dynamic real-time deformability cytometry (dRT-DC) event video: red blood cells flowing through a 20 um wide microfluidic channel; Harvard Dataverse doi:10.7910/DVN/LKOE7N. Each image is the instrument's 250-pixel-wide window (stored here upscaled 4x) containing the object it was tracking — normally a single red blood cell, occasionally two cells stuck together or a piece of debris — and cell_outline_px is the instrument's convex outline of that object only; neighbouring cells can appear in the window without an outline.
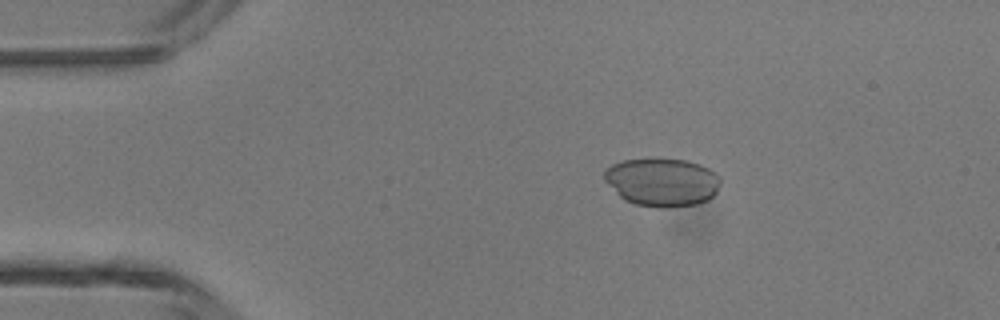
{"species": "common noctule bat (a hibernating species)", "species_latin": "Nyctalus noctula", "temperature_condition": "room temperature", "stored_images_in_passage": 47, "camera_frame_rate_fps": 3000, "um_per_image_px": 0.085, "animal": {"sex": "male", "body_mass_g": 13.3}, "frame": {"image": 1, "passage_image": 9, "time_ms": 2.667, "image_size_px": [1000, 320], "cell_outline_px": [[720, 184], [716, 192], [708, 200], [696, 204], [668, 208], [660, 208], [636, 204], [624, 200], [604, 180], [604, 172], [612, 164], [624, 160], [684, 160], [700, 164], [716, 172], [720, 176]], "centroid_in_image_um": [56.31, 15.5], "position_along_channel_um": 28.7, "area_um2": 32.37}}
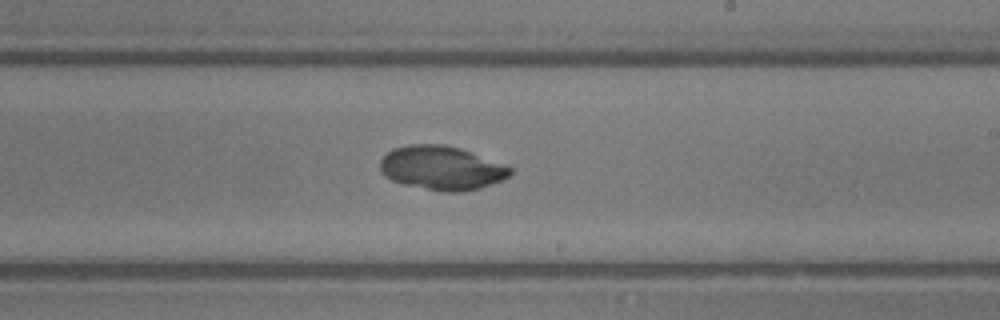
{"frame": {"image": 2, "passage_image": 28, "time_ms": 9.0, "image_size_px": [1000, 320], "cell_outline_px": [[512, 172], [504, 180], [480, 188], [460, 192], [444, 192], [404, 184], [392, 180], [384, 176], [380, 168], [380, 160], [392, 148], [408, 144], [444, 144], [460, 148], [508, 164], [512, 168]], "centroid_in_image_um": [37.58, 14.27], "position_along_channel_um": 251.4, "area_um2": 33.64}}
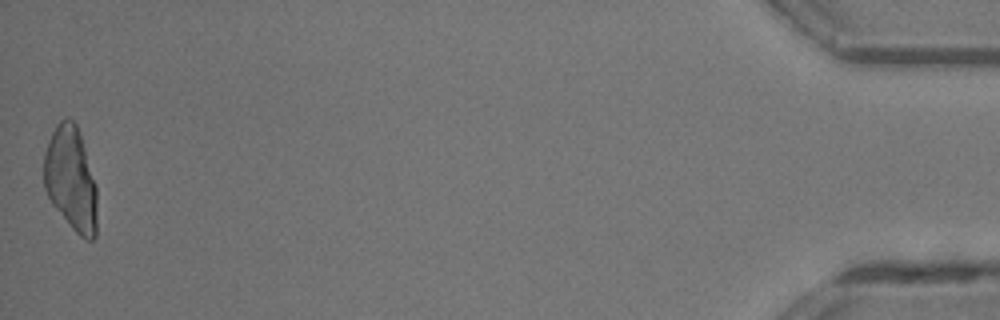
{"frame": {"image": 3, "passage_image": 47, "time_ms": 15.333, "image_size_px": [1000, 320], "cell_outline_px": [[96, 236], [92, 240], [88, 240], [80, 236], [72, 228], [52, 204], [44, 188], [44, 152], [48, 140], [56, 124], [60, 120], [68, 116], [76, 124], [80, 132], [96, 184]], "centroid_in_image_um": [6.02, 15.18], "position_along_channel_um": 429.2, "area_um2": 32.43}}